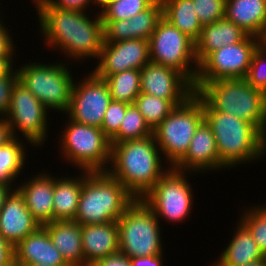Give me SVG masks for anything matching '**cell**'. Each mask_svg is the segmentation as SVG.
I'll return each instance as SVG.
<instances>
[{
  "instance_id": "obj_4",
  "label": "cell",
  "mask_w": 266,
  "mask_h": 266,
  "mask_svg": "<svg viewBox=\"0 0 266 266\" xmlns=\"http://www.w3.org/2000/svg\"><path fill=\"white\" fill-rule=\"evenodd\" d=\"M194 89L203 101V109L231 114L253 124L266 136V93L245 78L195 82Z\"/></svg>"
},
{
  "instance_id": "obj_23",
  "label": "cell",
  "mask_w": 266,
  "mask_h": 266,
  "mask_svg": "<svg viewBox=\"0 0 266 266\" xmlns=\"http://www.w3.org/2000/svg\"><path fill=\"white\" fill-rule=\"evenodd\" d=\"M234 226L228 245L210 266H242L264 258L250 231L239 220Z\"/></svg>"
},
{
  "instance_id": "obj_42",
  "label": "cell",
  "mask_w": 266,
  "mask_h": 266,
  "mask_svg": "<svg viewBox=\"0 0 266 266\" xmlns=\"http://www.w3.org/2000/svg\"><path fill=\"white\" fill-rule=\"evenodd\" d=\"M164 253L159 255H149L145 257H132L130 259L131 266H163L165 265Z\"/></svg>"
},
{
  "instance_id": "obj_11",
  "label": "cell",
  "mask_w": 266,
  "mask_h": 266,
  "mask_svg": "<svg viewBox=\"0 0 266 266\" xmlns=\"http://www.w3.org/2000/svg\"><path fill=\"white\" fill-rule=\"evenodd\" d=\"M148 41L150 61L171 67L195 83L199 64L191 38L162 17Z\"/></svg>"
},
{
  "instance_id": "obj_34",
  "label": "cell",
  "mask_w": 266,
  "mask_h": 266,
  "mask_svg": "<svg viewBox=\"0 0 266 266\" xmlns=\"http://www.w3.org/2000/svg\"><path fill=\"white\" fill-rule=\"evenodd\" d=\"M156 0H112L99 12L102 20H125L148 9Z\"/></svg>"
},
{
  "instance_id": "obj_33",
  "label": "cell",
  "mask_w": 266,
  "mask_h": 266,
  "mask_svg": "<svg viewBox=\"0 0 266 266\" xmlns=\"http://www.w3.org/2000/svg\"><path fill=\"white\" fill-rule=\"evenodd\" d=\"M248 206V207H247ZM240 210L238 220L250 231L263 253L266 252V203L249 204ZM244 212V213H243Z\"/></svg>"
},
{
  "instance_id": "obj_51",
  "label": "cell",
  "mask_w": 266,
  "mask_h": 266,
  "mask_svg": "<svg viewBox=\"0 0 266 266\" xmlns=\"http://www.w3.org/2000/svg\"><path fill=\"white\" fill-rule=\"evenodd\" d=\"M261 43L266 47V32H265L263 38L261 39Z\"/></svg>"
},
{
  "instance_id": "obj_31",
  "label": "cell",
  "mask_w": 266,
  "mask_h": 266,
  "mask_svg": "<svg viewBox=\"0 0 266 266\" xmlns=\"http://www.w3.org/2000/svg\"><path fill=\"white\" fill-rule=\"evenodd\" d=\"M153 135V130L134 104H130L120 124L119 131L110 139V144L142 139Z\"/></svg>"
},
{
  "instance_id": "obj_5",
  "label": "cell",
  "mask_w": 266,
  "mask_h": 266,
  "mask_svg": "<svg viewBox=\"0 0 266 266\" xmlns=\"http://www.w3.org/2000/svg\"><path fill=\"white\" fill-rule=\"evenodd\" d=\"M136 198L107 171H83L75 220L80 225L117 221Z\"/></svg>"
},
{
  "instance_id": "obj_47",
  "label": "cell",
  "mask_w": 266,
  "mask_h": 266,
  "mask_svg": "<svg viewBox=\"0 0 266 266\" xmlns=\"http://www.w3.org/2000/svg\"><path fill=\"white\" fill-rule=\"evenodd\" d=\"M112 0H94L95 6L97 7V12H99L106 4Z\"/></svg>"
},
{
  "instance_id": "obj_30",
  "label": "cell",
  "mask_w": 266,
  "mask_h": 266,
  "mask_svg": "<svg viewBox=\"0 0 266 266\" xmlns=\"http://www.w3.org/2000/svg\"><path fill=\"white\" fill-rule=\"evenodd\" d=\"M141 72L128 69L106 77L112 100L134 104L136 97L141 93Z\"/></svg>"
},
{
  "instance_id": "obj_15",
  "label": "cell",
  "mask_w": 266,
  "mask_h": 266,
  "mask_svg": "<svg viewBox=\"0 0 266 266\" xmlns=\"http://www.w3.org/2000/svg\"><path fill=\"white\" fill-rule=\"evenodd\" d=\"M141 92L170 100L175 106L195 94L194 84L179 71L152 61L141 70Z\"/></svg>"
},
{
  "instance_id": "obj_50",
  "label": "cell",
  "mask_w": 266,
  "mask_h": 266,
  "mask_svg": "<svg viewBox=\"0 0 266 266\" xmlns=\"http://www.w3.org/2000/svg\"><path fill=\"white\" fill-rule=\"evenodd\" d=\"M23 266H47V265L40 264V263H34V264H25Z\"/></svg>"
},
{
  "instance_id": "obj_45",
  "label": "cell",
  "mask_w": 266,
  "mask_h": 266,
  "mask_svg": "<svg viewBox=\"0 0 266 266\" xmlns=\"http://www.w3.org/2000/svg\"><path fill=\"white\" fill-rule=\"evenodd\" d=\"M15 60L14 56H0V77L8 74L15 67L17 62Z\"/></svg>"
},
{
  "instance_id": "obj_25",
  "label": "cell",
  "mask_w": 266,
  "mask_h": 266,
  "mask_svg": "<svg viewBox=\"0 0 266 266\" xmlns=\"http://www.w3.org/2000/svg\"><path fill=\"white\" fill-rule=\"evenodd\" d=\"M42 226L70 266H85L80 224L74 220H67L52 221Z\"/></svg>"
},
{
  "instance_id": "obj_26",
  "label": "cell",
  "mask_w": 266,
  "mask_h": 266,
  "mask_svg": "<svg viewBox=\"0 0 266 266\" xmlns=\"http://www.w3.org/2000/svg\"><path fill=\"white\" fill-rule=\"evenodd\" d=\"M225 18L248 35L262 39L266 32V0H226Z\"/></svg>"
},
{
  "instance_id": "obj_2",
  "label": "cell",
  "mask_w": 266,
  "mask_h": 266,
  "mask_svg": "<svg viewBox=\"0 0 266 266\" xmlns=\"http://www.w3.org/2000/svg\"><path fill=\"white\" fill-rule=\"evenodd\" d=\"M170 168L154 135L111 144L107 172L136 199H141Z\"/></svg>"
},
{
  "instance_id": "obj_21",
  "label": "cell",
  "mask_w": 266,
  "mask_h": 266,
  "mask_svg": "<svg viewBox=\"0 0 266 266\" xmlns=\"http://www.w3.org/2000/svg\"><path fill=\"white\" fill-rule=\"evenodd\" d=\"M15 262L18 266L40 263L47 266H70L61 252L53 245L47 230L40 226L22 239L15 247Z\"/></svg>"
},
{
  "instance_id": "obj_7",
  "label": "cell",
  "mask_w": 266,
  "mask_h": 266,
  "mask_svg": "<svg viewBox=\"0 0 266 266\" xmlns=\"http://www.w3.org/2000/svg\"><path fill=\"white\" fill-rule=\"evenodd\" d=\"M57 141L59 157L74 170L107 171L111 161L110 139L101 128L76 123L66 118Z\"/></svg>"
},
{
  "instance_id": "obj_37",
  "label": "cell",
  "mask_w": 266,
  "mask_h": 266,
  "mask_svg": "<svg viewBox=\"0 0 266 266\" xmlns=\"http://www.w3.org/2000/svg\"><path fill=\"white\" fill-rule=\"evenodd\" d=\"M129 105L130 104L114 100L110 102L101 125L102 131L109 139L119 131L121 121Z\"/></svg>"
},
{
  "instance_id": "obj_13",
  "label": "cell",
  "mask_w": 266,
  "mask_h": 266,
  "mask_svg": "<svg viewBox=\"0 0 266 266\" xmlns=\"http://www.w3.org/2000/svg\"><path fill=\"white\" fill-rule=\"evenodd\" d=\"M261 39L247 35L242 41L211 52L198 66L195 82L245 78Z\"/></svg>"
},
{
  "instance_id": "obj_12",
  "label": "cell",
  "mask_w": 266,
  "mask_h": 266,
  "mask_svg": "<svg viewBox=\"0 0 266 266\" xmlns=\"http://www.w3.org/2000/svg\"><path fill=\"white\" fill-rule=\"evenodd\" d=\"M49 114L50 111L18 80L5 116L13 136L21 137L33 149L43 148L50 130Z\"/></svg>"
},
{
  "instance_id": "obj_24",
  "label": "cell",
  "mask_w": 266,
  "mask_h": 266,
  "mask_svg": "<svg viewBox=\"0 0 266 266\" xmlns=\"http://www.w3.org/2000/svg\"><path fill=\"white\" fill-rule=\"evenodd\" d=\"M248 34L226 18L202 27L195 41V56L200 64L211 52L223 46L238 43Z\"/></svg>"
},
{
  "instance_id": "obj_10",
  "label": "cell",
  "mask_w": 266,
  "mask_h": 266,
  "mask_svg": "<svg viewBox=\"0 0 266 266\" xmlns=\"http://www.w3.org/2000/svg\"><path fill=\"white\" fill-rule=\"evenodd\" d=\"M191 176H196V173L170 168L141 198L159 221L181 224L192 216L196 195H193Z\"/></svg>"
},
{
  "instance_id": "obj_44",
  "label": "cell",
  "mask_w": 266,
  "mask_h": 266,
  "mask_svg": "<svg viewBox=\"0 0 266 266\" xmlns=\"http://www.w3.org/2000/svg\"><path fill=\"white\" fill-rule=\"evenodd\" d=\"M14 138L6 117H0V146L7 144Z\"/></svg>"
},
{
  "instance_id": "obj_20",
  "label": "cell",
  "mask_w": 266,
  "mask_h": 266,
  "mask_svg": "<svg viewBox=\"0 0 266 266\" xmlns=\"http://www.w3.org/2000/svg\"><path fill=\"white\" fill-rule=\"evenodd\" d=\"M40 226L27 209L23 196L14 189L0 210V234L15 247Z\"/></svg>"
},
{
  "instance_id": "obj_27",
  "label": "cell",
  "mask_w": 266,
  "mask_h": 266,
  "mask_svg": "<svg viewBox=\"0 0 266 266\" xmlns=\"http://www.w3.org/2000/svg\"><path fill=\"white\" fill-rule=\"evenodd\" d=\"M66 175L55 176L53 221L75 220L77 214L83 184V170L78 171L77 177L73 174Z\"/></svg>"
},
{
  "instance_id": "obj_48",
  "label": "cell",
  "mask_w": 266,
  "mask_h": 266,
  "mask_svg": "<svg viewBox=\"0 0 266 266\" xmlns=\"http://www.w3.org/2000/svg\"><path fill=\"white\" fill-rule=\"evenodd\" d=\"M242 266H266L265 258H262L258 261L251 262V263H248V264L242 265Z\"/></svg>"
},
{
  "instance_id": "obj_6",
  "label": "cell",
  "mask_w": 266,
  "mask_h": 266,
  "mask_svg": "<svg viewBox=\"0 0 266 266\" xmlns=\"http://www.w3.org/2000/svg\"><path fill=\"white\" fill-rule=\"evenodd\" d=\"M46 63L36 59L17 67L21 83L51 112L65 114L70 107L71 91L75 81L72 63L56 59ZM44 63H43V62ZM42 62V63H41ZM54 62V63H53Z\"/></svg>"
},
{
  "instance_id": "obj_40",
  "label": "cell",
  "mask_w": 266,
  "mask_h": 266,
  "mask_svg": "<svg viewBox=\"0 0 266 266\" xmlns=\"http://www.w3.org/2000/svg\"><path fill=\"white\" fill-rule=\"evenodd\" d=\"M7 24H3L0 27V56H15L17 58V53L15 47L13 36L11 35V29H8Z\"/></svg>"
},
{
  "instance_id": "obj_28",
  "label": "cell",
  "mask_w": 266,
  "mask_h": 266,
  "mask_svg": "<svg viewBox=\"0 0 266 266\" xmlns=\"http://www.w3.org/2000/svg\"><path fill=\"white\" fill-rule=\"evenodd\" d=\"M26 142L25 140L23 142L21 138L14 137L7 144L0 146V184L16 189L18 179L24 173L25 165H28L26 164L29 157L27 149L31 145H26ZM16 180L17 183H15Z\"/></svg>"
},
{
  "instance_id": "obj_49",
  "label": "cell",
  "mask_w": 266,
  "mask_h": 266,
  "mask_svg": "<svg viewBox=\"0 0 266 266\" xmlns=\"http://www.w3.org/2000/svg\"><path fill=\"white\" fill-rule=\"evenodd\" d=\"M1 8H2V7H0V9H1ZM4 10H6V9H3V10L1 9V10H0V15L2 16V17L0 16V27L4 24V23H3V22H4V21H3V18H4L3 16L6 15V14H4V13H5ZM2 12H3V14H2Z\"/></svg>"
},
{
  "instance_id": "obj_14",
  "label": "cell",
  "mask_w": 266,
  "mask_h": 266,
  "mask_svg": "<svg viewBox=\"0 0 266 266\" xmlns=\"http://www.w3.org/2000/svg\"><path fill=\"white\" fill-rule=\"evenodd\" d=\"M75 79L70 107L63 114L76 123L101 128L105 112L112 101L108 84L89 70L87 76Z\"/></svg>"
},
{
  "instance_id": "obj_43",
  "label": "cell",
  "mask_w": 266,
  "mask_h": 266,
  "mask_svg": "<svg viewBox=\"0 0 266 266\" xmlns=\"http://www.w3.org/2000/svg\"><path fill=\"white\" fill-rule=\"evenodd\" d=\"M92 266H131V264L130 259L119 252L97 261Z\"/></svg>"
},
{
  "instance_id": "obj_19",
  "label": "cell",
  "mask_w": 266,
  "mask_h": 266,
  "mask_svg": "<svg viewBox=\"0 0 266 266\" xmlns=\"http://www.w3.org/2000/svg\"><path fill=\"white\" fill-rule=\"evenodd\" d=\"M45 171L46 169H42L38 174H30L24 181L20 178L21 183L16 187L23 196L27 209L41 226L53 221L55 175Z\"/></svg>"
},
{
  "instance_id": "obj_29",
  "label": "cell",
  "mask_w": 266,
  "mask_h": 266,
  "mask_svg": "<svg viewBox=\"0 0 266 266\" xmlns=\"http://www.w3.org/2000/svg\"><path fill=\"white\" fill-rule=\"evenodd\" d=\"M163 17L194 42L198 39L200 24L192 0H161Z\"/></svg>"
},
{
  "instance_id": "obj_3",
  "label": "cell",
  "mask_w": 266,
  "mask_h": 266,
  "mask_svg": "<svg viewBox=\"0 0 266 266\" xmlns=\"http://www.w3.org/2000/svg\"><path fill=\"white\" fill-rule=\"evenodd\" d=\"M203 111L215 137L219 161L227 169L265 159L266 136L256 126L215 109Z\"/></svg>"
},
{
  "instance_id": "obj_35",
  "label": "cell",
  "mask_w": 266,
  "mask_h": 266,
  "mask_svg": "<svg viewBox=\"0 0 266 266\" xmlns=\"http://www.w3.org/2000/svg\"><path fill=\"white\" fill-rule=\"evenodd\" d=\"M245 79L251 86L266 93V47L262 43L252 55Z\"/></svg>"
},
{
  "instance_id": "obj_39",
  "label": "cell",
  "mask_w": 266,
  "mask_h": 266,
  "mask_svg": "<svg viewBox=\"0 0 266 266\" xmlns=\"http://www.w3.org/2000/svg\"><path fill=\"white\" fill-rule=\"evenodd\" d=\"M31 2L34 6H51L82 12H86L90 7H94L92 10L97 9L94 0H32Z\"/></svg>"
},
{
  "instance_id": "obj_32",
  "label": "cell",
  "mask_w": 266,
  "mask_h": 266,
  "mask_svg": "<svg viewBox=\"0 0 266 266\" xmlns=\"http://www.w3.org/2000/svg\"><path fill=\"white\" fill-rule=\"evenodd\" d=\"M149 127L154 130L176 107L170 100L140 93L134 102Z\"/></svg>"
},
{
  "instance_id": "obj_36",
  "label": "cell",
  "mask_w": 266,
  "mask_h": 266,
  "mask_svg": "<svg viewBox=\"0 0 266 266\" xmlns=\"http://www.w3.org/2000/svg\"><path fill=\"white\" fill-rule=\"evenodd\" d=\"M192 2L202 27L225 18L226 0H192Z\"/></svg>"
},
{
  "instance_id": "obj_41",
  "label": "cell",
  "mask_w": 266,
  "mask_h": 266,
  "mask_svg": "<svg viewBox=\"0 0 266 266\" xmlns=\"http://www.w3.org/2000/svg\"><path fill=\"white\" fill-rule=\"evenodd\" d=\"M0 265H17L14 246L0 234Z\"/></svg>"
},
{
  "instance_id": "obj_8",
  "label": "cell",
  "mask_w": 266,
  "mask_h": 266,
  "mask_svg": "<svg viewBox=\"0 0 266 266\" xmlns=\"http://www.w3.org/2000/svg\"><path fill=\"white\" fill-rule=\"evenodd\" d=\"M204 121L203 101L195 93L176 106L153 130V135L168 166L174 168L186 155L196 129Z\"/></svg>"
},
{
  "instance_id": "obj_17",
  "label": "cell",
  "mask_w": 266,
  "mask_h": 266,
  "mask_svg": "<svg viewBox=\"0 0 266 266\" xmlns=\"http://www.w3.org/2000/svg\"><path fill=\"white\" fill-rule=\"evenodd\" d=\"M174 169L199 175L227 169L219 161L215 137L205 120L196 129L185 157Z\"/></svg>"
},
{
  "instance_id": "obj_1",
  "label": "cell",
  "mask_w": 266,
  "mask_h": 266,
  "mask_svg": "<svg viewBox=\"0 0 266 266\" xmlns=\"http://www.w3.org/2000/svg\"><path fill=\"white\" fill-rule=\"evenodd\" d=\"M34 9L40 38L44 37V44L51 52L57 51L55 53L65 57L62 61L78 65L87 62L86 59H98L104 43L100 12L90 16V9L87 13L51 6H34Z\"/></svg>"
},
{
  "instance_id": "obj_18",
  "label": "cell",
  "mask_w": 266,
  "mask_h": 266,
  "mask_svg": "<svg viewBox=\"0 0 266 266\" xmlns=\"http://www.w3.org/2000/svg\"><path fill=\"white\" fill-rule=\"evenodd\" d=\"M163 17L161 0H156L148 9L125 20H102L104 43H116L129 39L149 40Z\"/></svg>"
},
{
  "instance_id": "obj_22",
  "label": "cell",
  "mask_w": 266,
  "mask_h": 266,
  "mask_svg": "<svg viewBox=\"0 0 266 266\" xmlns=\"http://www.w3.org/2000/svg\"><path fill=\"white\" fill-rule=\"evenodd\" d=\"M82 247L85 266L119 253V230L117 221L81 225Z\"/></svg>"
},
{
  "instance_id": "obj_38",
  "label": "cell",
  "mask_w": 266,
  "mask_h": 266,
  "mask_svg": "<svg viewBox=\"0 0 266 266\" xmlns=\"http://www.w3.org/2000/svg\"><path fill=\"white\" fill-rule=\"evenodd\" d=\"M19 80L16 67L0 77V117H5L10 106L12 90Z\"/></svg>"
},
{
  "instance_id": "obj_16",
  "label": "cell",
  "mask_w": 266,
  "mask_h": 266,
  "mask_svg": "<svg viewBox=\"0 0 266 266\" xmlns=\"http://www.w3.org/2000/svg\"><path fill=\"white\" fill-rule=\"evenodd\" d=\"M150 61L149 41L129 39L116 43H103L93 70L101 79L128 69L141 70Z\"/></svg>"
},
{
  "instance_id": "obj_52",
  "label": "cell",
  "mask_w": 266,
  "mask_h": 266,
  "mask_svg": "<svg viewBox=\"0 0 266 266\" xmlns=\"http://www.w3.org/2000/svg\"><path fill=\"white\" fill-rule=\"evenodd\" d=\"M0 266H18V265H0Z\"/></svg>"
},
{
  "instance_id": "obj_46",
  "label": "cell",
  "mask_w": 266,
  "mask_h": 266,
  "mask_svg": "<svg viewBox=\"0 0 266 266\" xmlns=\"http://www.w3.org/2000/svg\"><path fill=\"white\" fill-rule=\"evenodd\" d=\"M13 190L14 188L9 185L0 184V210L2 209L7 197Z\"/></svg>"
},
{
  "instance_id": "obj_9",
  "label": "cell",
  "mask_w": 266,
  "mask_h": 266,
  "mask_svg": "<svg viewBox=\"0 0 266 266\" xmlns=\"http://www.w3.org/2000/svg\"><path fill=\"white\" fill-rule=\"evenodd\" d=\"M119 252L128 258L164 253L162 223L153 211L136 199L117 220Z\"/></svg>"
}]
</instances>
